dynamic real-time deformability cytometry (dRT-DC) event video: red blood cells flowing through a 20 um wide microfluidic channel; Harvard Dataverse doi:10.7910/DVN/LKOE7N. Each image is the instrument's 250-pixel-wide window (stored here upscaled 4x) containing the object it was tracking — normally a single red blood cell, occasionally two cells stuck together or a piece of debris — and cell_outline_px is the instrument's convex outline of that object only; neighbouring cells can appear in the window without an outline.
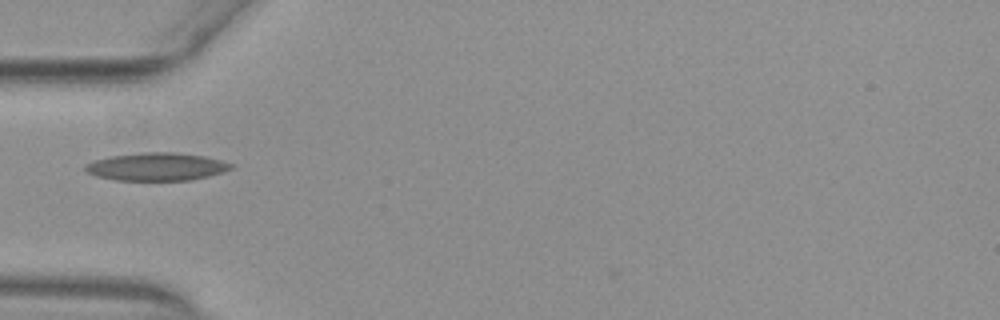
{"species": "common noctule bat (a hibernating species)", "species_latin": "Nyctalus noctula", "temperature_condition": "warm", "stored_images_in_passage": 29, "camera_frame_rate_fps": 3000, "um_per_image_px": 0.085, "animal": {"sex": "female", "body_mass_g": 29.2, "forearm_length_mm": 56.3}, "frame": {"image": 1, "passage_image": 2, "time_ms": 0.333, "image_size_px": [1000, 320], "cell_outline_px": [[236, 164], [232, 168], [224, 172], [192, 180], [116, 180], [96, 176], [88, 172], [84, 168], [84, 164], [96, 160], [112, 156], [144, 152], [176, 152], [204, 156]], "centroid_in_image_um": [13.35, 14.17], "position_along_channel_um": 71.6, "area_um2": 23.64}}
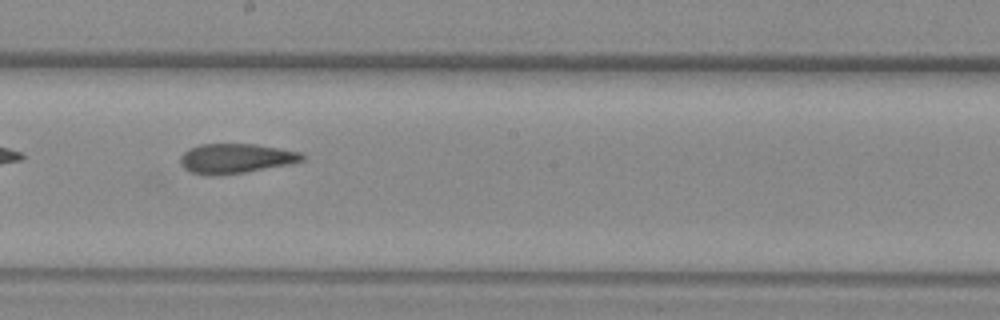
{"frame": {"image": 2, "passage_image": 14, "time_ms": 4.333, "image_size_px": [1000, 320], "cell_outline_px": [[304, 160], [288, 164], [244, 172], [192, 172], [184, 168], [180, 164], [180, 156], [188, 148], [200, 144], [256, 144], [300, 152], [304, 156]], "centroid_in_image_um": [20.05, 13.41], "position_along_channel_um": 228.1, "area_um2": 20.17}}
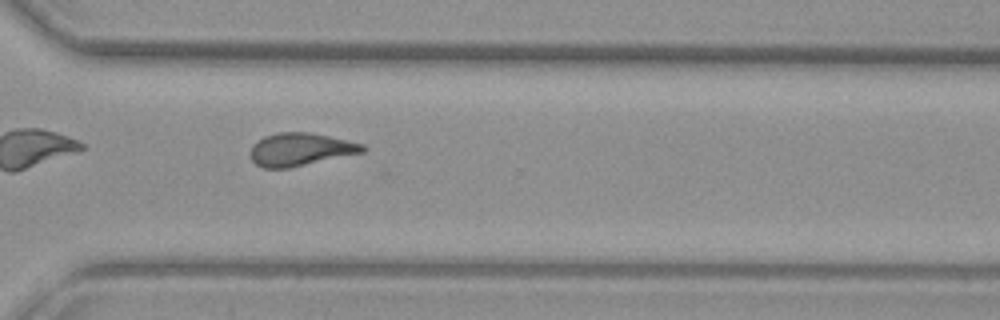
{"frame": {"image": 3, "passage_image": 23, "time_ms": 7.333, "image_size_px": [1000, 320], "cell_outline_px": [[368, 148], [364, 152], [288, 168], [264, 168], [256, 164], [252, 160], [252, 144], [256, 140], [264, 136], [276, 132], [308, 132], [348, 140], [364, 144]], "centroid_in_image_um": [25.54, 12.69], "position_along_channel_um": 345.1, "area_um2": 21.44}, "authors_computed_cell_mechanics": {"area_um2": 21.386, "velocity_mm_per_s": 3.8893, "shape_relaxation_time_tau1_ms": null, "shape_relaxation_time_tau2_ms": 2.3884, "deformation_change_tau1": null, "deformation_change_tau2": 0.0947}}